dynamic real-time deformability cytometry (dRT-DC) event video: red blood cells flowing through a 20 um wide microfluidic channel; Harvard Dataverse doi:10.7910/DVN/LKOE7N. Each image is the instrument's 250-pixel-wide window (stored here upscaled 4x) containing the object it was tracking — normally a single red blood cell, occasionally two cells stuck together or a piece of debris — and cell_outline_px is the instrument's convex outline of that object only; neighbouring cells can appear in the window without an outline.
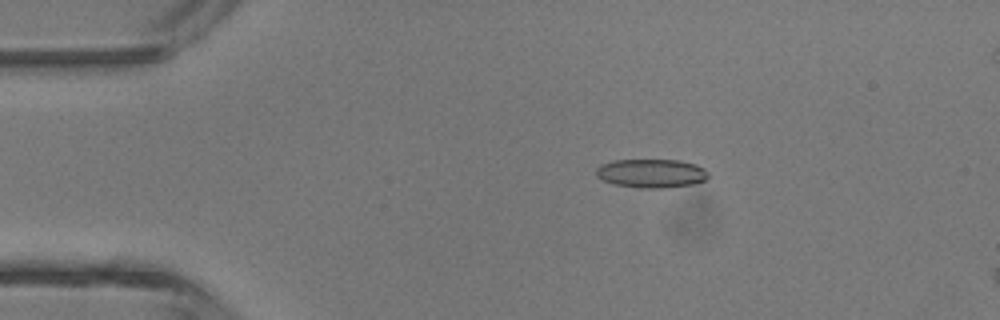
{"species": "common noctule bat (a hibernating species)", "species_latin": "Nyctalus noctula", "temperature_condition": "room temperature", "stored_images_in_passage": 3, "camera_frame_rate_fps": 3000, "um_per_image_px": 0.085, "animal": {"sex": "male", "body_mass_g": 13.3}, "frame": {"image": 1, "passage_image": 1, "time_ms": 0.0, "image_size_px": [1000, 320], "cell_outline_px": [[708, 176], [704, 180], [692, 184], [664, 188], [640, 188], [612, 184], [596, 176], [596, 168], [600, 164], [612, 160], [680, 160], [696, 164], [704, 168], [708, 172]], "centroid_in_image_um": [55.34, 14.73], "position_along_channel_um": 29.7, "area_um2": 18.9}}